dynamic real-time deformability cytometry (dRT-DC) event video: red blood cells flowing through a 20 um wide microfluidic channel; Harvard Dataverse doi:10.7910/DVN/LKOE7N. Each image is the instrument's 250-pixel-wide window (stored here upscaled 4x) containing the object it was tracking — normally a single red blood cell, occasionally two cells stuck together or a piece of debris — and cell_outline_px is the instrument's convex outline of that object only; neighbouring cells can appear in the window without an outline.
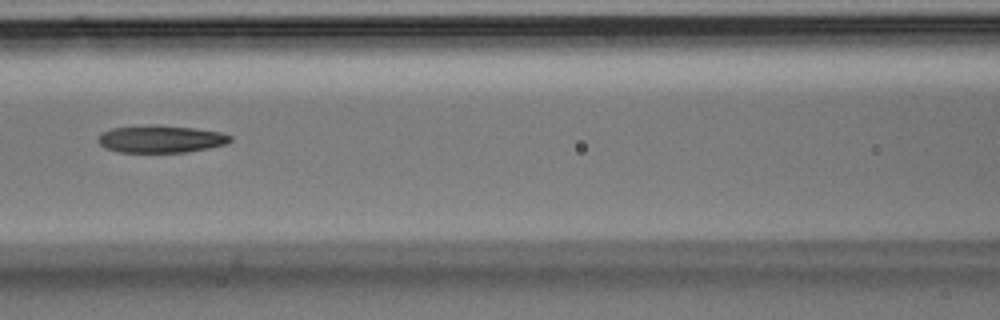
{"species": "Egyptian fruit bat (a non-hibernating species)", "species_latin": "Rousettus aegyptiacus", "temperature_condition": "room temperature", "stored_images_in_passage": 46, "camera_frame_rate_fps": 3000, "um_per_image_px": 0.085, "animal": {"sex": "male"}, "frame": {"image": 1, "passage_image": 20, "time_ms": 6.333, "image_size_px": [1000, 320], "cell_outline_px": [[232, 140], [224, 144], [208, 148], [184, 152], [120, 152], [104, 148], [96, 140], [96, 136], [100, 132], [112, 128], [148, 124], [156, 124], [196, 128], [220, 132], [232, 136]], "centroid_in_image_um": [13.6, 11.8], "position_along_channel_um": 153.0, "area_um2": 21.39}}
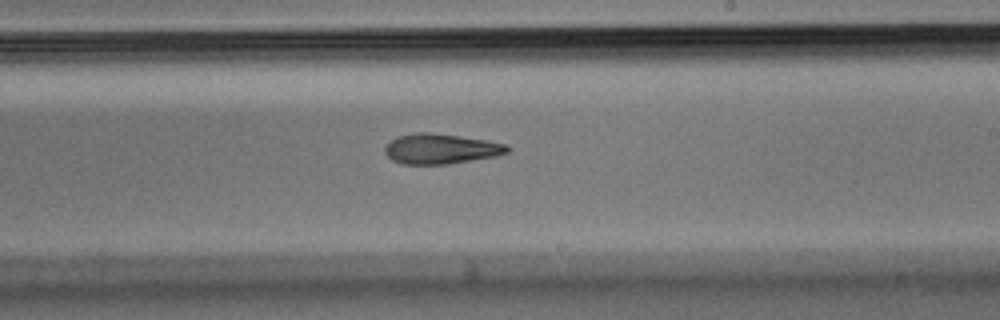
{"frame": {"image": 2, "passage_image": 27, "time_ms": 8.667, "image_size_px": [1000, 320], "cell_outline_px": [[512, 148], [508, 152], [496, 156], [448, 164], [400, 164], [392, 160], [384, 152], [384, 148], [392, 140], [400, 136], [416, 132], [428, 132], [460, 136], [508, 144]], "centroid_in_image_um": [37.49, 12.65], "position_along_channel_um": 251.5, "area_um2": 21.44}}
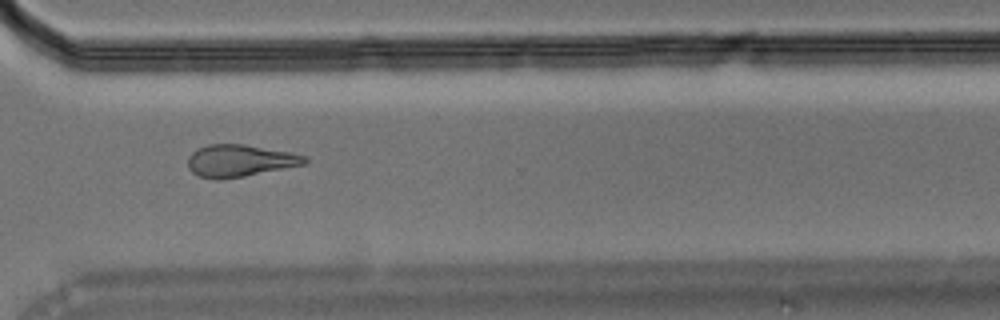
{"frame": {"image": 3, "passage_image": 34, "time_ms": 11.0, "image_size_px": [1000, 320], "cell_outline_px": [[308, 160], [304, 164], [244, 176], [200, 176], [192, 172], [188, 168], [188, 156], [196, 148], [208, 144], [244, 144], [292, 152], [304, 156]], "centroid_in_image_um": [20.39, 13.6], "position_along_channel_um": 350.2, "area_um2": 21.15}}